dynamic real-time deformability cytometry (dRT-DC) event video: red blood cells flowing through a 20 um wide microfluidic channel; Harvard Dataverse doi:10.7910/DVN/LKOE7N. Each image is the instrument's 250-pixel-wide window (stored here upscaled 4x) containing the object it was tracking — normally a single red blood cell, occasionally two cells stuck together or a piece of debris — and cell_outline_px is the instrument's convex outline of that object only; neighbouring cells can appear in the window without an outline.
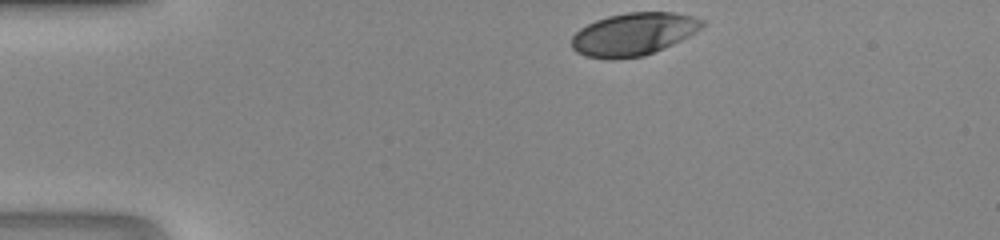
{"species": "human", "species_latin": "Homo sapiens", "temperature_condition": "room temperature", "stored_images_in_passage": 30, "camera_frame_rate_fps": 3000, "um_per_image_px": 0.085, "donor": {"sex": "male"}, "frame": {"image": 1, "passage_image": 1, "time_ms": 0.0, "image_size_px": [1000, 240], "cell_outline_px": [[708, 24], [696, 32], [672, 44], [644, 56], [612, 60], [608, 60], [584, 56], [576, 52], [572, 48], [572, 36], [580, 28], [596, 20], [608, 16], [628, 12], [672, 12], [692, 16], [704, 20]], "centroid_in_image_um": [53.84, 2.91], "position_along_channel_um": 31.2, "area_um2": 32.66}}
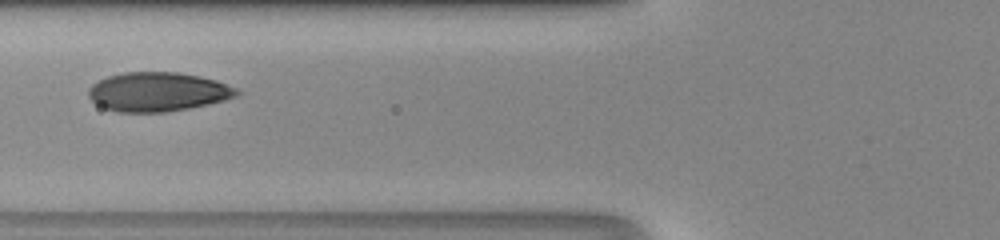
{"frame": {"image": 2, "passage_image": 11, "time_ms": 3.333, "image_size_px": [1000, 240], "cell_outline_px": [[240, 92], [236, 96], [224, 100], [208, 104], [188, 108], [164, 112], [116, 112], [104, 108], [96, 104], [88, 96], [88, 88], [92, 84], [108, 76], [124, 72], [176, 72], [216, 80], [236, 88]], "centroid_in_image_um": [13.37, 7.81], "position_along_channel_um": 112.4, "area_um2": 33.64}}
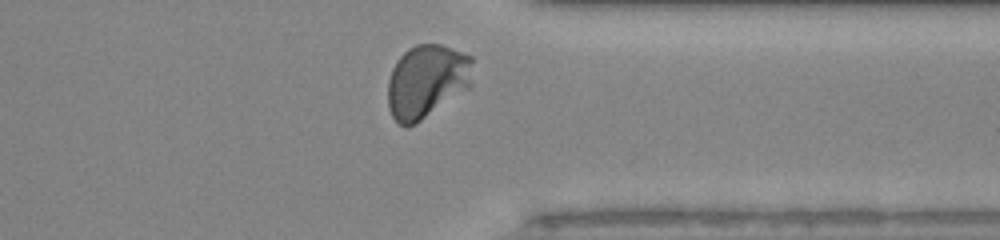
{"frame": {"image": 3, "passage_image": 29, "time_ms": 9.333, "image_size_px": [1000, 240], "cell_outline_px": [[472, 84], [468, 88], [416, 124], [408, 128], [400, 124], [392, 116], [388, 108], [388, 80], [392, 68], [396, 60], [408, 48], [416, 44], [440, 44], [472, 56]], "centroid_in_image_um": [36.25, 6.91], "position_along_channel_um": 375.1, "area_um2": 36.53}}